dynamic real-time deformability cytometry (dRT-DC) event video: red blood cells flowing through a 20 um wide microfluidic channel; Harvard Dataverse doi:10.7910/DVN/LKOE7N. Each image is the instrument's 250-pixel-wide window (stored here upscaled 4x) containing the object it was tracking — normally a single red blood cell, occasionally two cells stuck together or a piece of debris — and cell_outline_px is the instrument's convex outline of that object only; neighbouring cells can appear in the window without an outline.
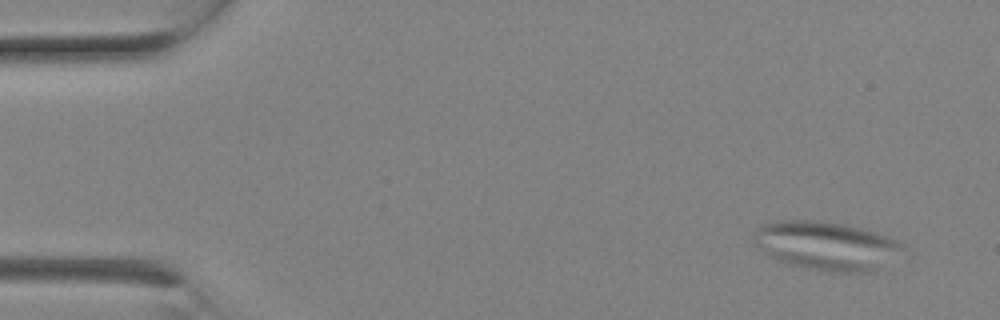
{"species": "Egyptian fruit bat (a non-hibernating species)", "species_latin": "Rousettus aegyptiacus", "temperature_condition": "room temperature", "stored_images_in_passage": 3, "segment_of_instrument_passage": [1, 2], "camera_frame_rate_fps": 3000, "um_per_image_px": 0.085, "animal": {"sex": "female"}, "frame": {"image": 1, "passage_image": 1, "time_ms": 0.0, "image_size_px": [1000, 320], "cell_outline_px": [[904, 248], [876, 268], [868, 272], [828, 272], [808, 268], [792, 264], [780, 260], [760, 248], [752, 240], [752, 236], [756, 228], [764, 224], [784, 220], [812, 220], [840, 224], [860, 228], [896, 240], [904, 244]], "centroid_in_image_um": [70.18, 20.87], "position_along_channel_um": 14.8, "area_um2": 40.92}}